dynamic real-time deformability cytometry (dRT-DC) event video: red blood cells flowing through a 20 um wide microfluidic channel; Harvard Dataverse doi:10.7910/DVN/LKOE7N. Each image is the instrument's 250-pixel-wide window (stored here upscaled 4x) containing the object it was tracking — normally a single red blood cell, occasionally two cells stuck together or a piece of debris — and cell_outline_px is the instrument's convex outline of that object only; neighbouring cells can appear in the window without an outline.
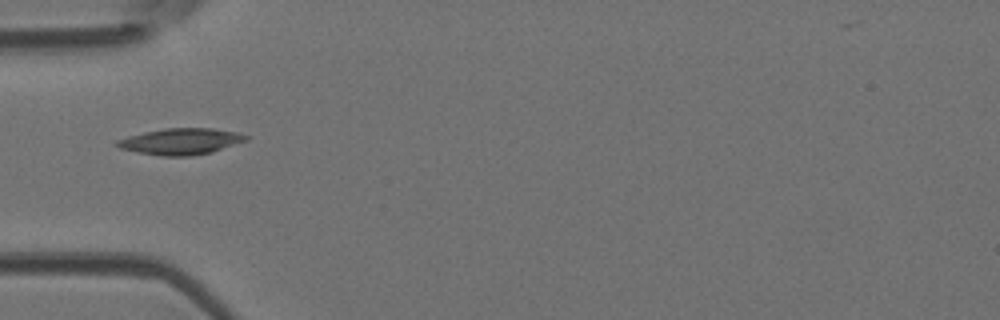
{"species": "Egyptian fruit bat (a non-hibernating species)", "species_latin": "Rousettus aegyptiacus", "temperature_condition": "room temperature", "stored_images_in_passage": 1, "camera_frame_rate_fps": 3000, "um_per_image_px": 0.085, "animal": {"sex": "female"}, "frame": {"image": 1, "passage_image": 1, "time_ms": 0.0, "image_size_px": [1000, 320], "cell_outline_px": [[248, 140], [212, 152], [192, 156], [160, 156], [136, 152], [120, 148], [112, 144], [116, 140], [128, 136], [144, 132], [164, 128], [212, 128], [236, 132], [248, 136]], "centroid_in_image_um": [15.33, 12.02], "position_along_channel_um": 69.7, "area_um2": 19.88}}